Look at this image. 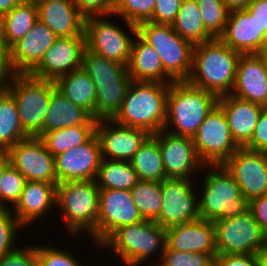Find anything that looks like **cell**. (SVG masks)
<instances>
[{
    "mask_svg": "<svg viewBox=\"0 0 267 266\" xmlns=\"http://www.w3.org/2000/svg\"><path fill=\"white\" fill-rule=\"evenodd\" d=\"M241 54L214 38L193 47L187 82L218 97L232 92Z\"/></svg>",
    "mask_w": 267,
    "mask_h": 266,
    "instance_id": "1",
    "label": "cell"
},
{
    "mask_svg": "<svg viewBox=\"0 0 267 266\" xmlns=\"http://www.w3.org/2000/svg\"><path fill=\"white\" fill-rule=\"evenodd\" d=\"M168 90L167 83L132 80L121 107L111 119L154 135L164 129Z\"/></svg>",
    "mask_w": 267,
    "mask_h": 266,
    "instance_id": "2",
    "label": "cell"
},
{
    "mask_svg": "<svg viewBox=\"0 0 267 266\" xmlns=\"http://www.w3.org/2000/svg\"><path fill=\"white\" fill-rule=\"evenodd\" d=\"M219 97L187 81L169 84L164 131L193 138L206 116L218 104Z\"/></svg>",
    "mask_w": 267,
    "mask_h": 266,
    "instance_id": "3",
    "label": "cell"
},
{
    "mask_svg": "<svg viewBox=\"0 0 267 266\" xmlns=\"http://www.w3.org/2000/svg\"><path fill=\"white\" fill-rule=\"evenodd\" d=\"M100 189L95 180L69 181L56 186V210L63 216L67 233L77 238L86 233L97 245ZM84 231V232H83Z\"/></svg>",
    "mask_w": 267,
    "mask_h": 266,
    "instance_id": "4",
    "label": "cell"
},
{
    "mask_svg": "<svg viewBox=\"0 0 267 266\" xmlns=\"http://www.w3.org/2000/svg\"><path fill=\"white\" fill-rule=\"evenodd\" d=\"M166 247V232L155 221L143 220L118 228L101 246L103 250L112 249V257L120 259L123 266H141L147 264L152 255L157 254L156 266ZM110 249V250H109ZM159 249V250H158ZM114 254V255H113ZM146 261V262H145Z\"/></svg>",
    "mask_w": 267,
    "mask_h": 266,
    "instance_id": "5",
    "label": "cell"
},
{
    "mask_svg": "<svg viewBox=\"0 0 267 266\" xmlns=\"http://www.w3.org/2000/svg\"><path fill=\"white\" fill-rule=\"evenodd\" d=\"M202 170L203 189L198 190L200 219L217 221L249 210V201L222 165H205Z\"/></svg>",
    "mask_w": 267,
    "mask_h": 266,
    "instance_id": "6",
    "label": "cell"
},
{
    "mask_svg": "<svg viewBox=\"0 0 267 266\" xmlns=\"http://www.w3.org/2000/svg\"><path fill=\"white\" fill-rule=\"evenodd\" d=\"M5 89L15 99L24 132L28 136L41 137L52 92L56 89L55 82L29 74H14Z\"/></svg>",
    "mask_w": 267,
    "mask_h": 266,
    "instance_id": "7",
    "label": "cell"
},
{
    "mask_svg": "<svg viewBox=\"0 0 267 266\" xmlns=\"http://www.w3.org/2000/svg\"><path fill=\"white\" fill-rule=\"evenodd\" d=\"M136 26L137 34L160 55L164 71L174 81H187L194 46L177 34L172 25L144 21Z\"/></svg>",
    "mask_w": 267,
    "mask_h": 266,
    "instance_id": "8",
    "label": "cell"
},
{
    "mask_svg": "<svg viewBox=\"0 0 267 266\" xmlns=\"http://www.w3.org/2000/svg\"><path fill=\"white\" fill-rule=\"evenodd\" d=\"M109 15L88 17L85 19V46L91 52L127 66L130 61L132 41L137 34V26L122 20L127 30H123ZM130 29V32H129ZM132 34V36H131Z\"/></svg>",
    "mask_w": 267,
    "mask_h": 266,
    "instance_id": "9",
    "label": "cell"
},
{
    "mask_svg": "<svg viewBox=\"0 0 267 266\" xmlns=\"http://www.w3.org/2000/svg\"><path fill=\"white\" fill-rule=\"evenodd\" d=\"M217 254H255L267 244V235L250 210L238 216L213 221Z\"/></svg>",
    "mask_w": 267,
    "mask_h": 266,
    "instance_id": "10",
    "label": "cell"
},
{
    "mask_svg": "<svg viewBox=\"0 0 267 266\" xmlns=\"http://www.w3.org/2000/svg\"><path fill=\"white\" fill-rule=\"evenodd\" d=\"M192 140L205 165H222L240 148L233 140L225 113L218 104L206 116Z\"/></svg>",
    "mask_w": 267,
    "mask_h": 266,
    "instance_id": "11",
    "label": "cell"
},
{
    "mask_svg": "<svg viewBox=\"0 0 267 266\" xmlns=\"http://www.w3.org/2000/svg\"><path fill=\"white\" fill-rule=\"evenodd\" d=\"M193 181L196 182L167 178L160 182L163 203L159 216L154 220L160 227L166 229L200 219L199 195L196 191L199 187Z\"/></svg>",
    "mask_w": 267,
    "mask_h": 266,
    "instance_id": "12",
    "label": "cell"
},
{
    "mask_svg": "<svg viewBox=\"0 0 267 266\" xmlns=\"http://www.w3.org/2000/svg\"><path fill=\"white\" fill-rule=\"evenodd\" d=\"M10 165L27 181L57 184L55 157L40 137L29 136L5 152Z\"/></svg>",
    "mask_w": 267,
    "mask_h": 266,
    "instance_id": "13",
    "label": "cell"
},
{
    "mask_svg": "<svg viewBox=\"0 0 267 266\" xmlns=\"http://www.w3.org/2000/svg\"><path fill=\"white\" fill-rule=\"evenodd\" d=\"M143 220L130 190H100L97 245L101 246L118 228Z\"/></svg>",
    "mask_w": 267,
    "mask_h": 266,
    "instance_id": "14",
    "label": "cell"
},
{
    "mask_svg": "<svg viewBox=\"0 0 267 266\" xmlns=\"http://www.w3.org/2000/svg\"><path fill=\"white\" fill-rule=\"evenodd\" d=\"M222 166L240 186L249 202L267 194V155L239 148Z\"/></svg>",
    "mask_w": 267,
    "mask_h": 266,
    "instance_id": "15",
    "label": "cell"
},
{
    "mask_svg": "<svg viewBox=\"0 0 267 266\" xmlns=\"http://www.w3.org/2000/svg\"><path fill=\"white\" fill-rule=\"evenodd\" d=\"M153 136L159 142L166 178L193 180L197 170L203 171L205 164L198 157L192 138L164 130Z\"/></svg>",
    "mask_w": 267,
    "mask_h": 266,
    "instance_id": "16",
    "label": "cell"
},
{
    "mask_svg": "<svg viewBox=\"0 0 267 266\" xmlns=\"http://www.w3.org/2000/svg\"><path fill=\"white\" fill-rule=\"evenodd\" d=\"M85 48V36L59 37L29 75L55 82L59 77L82 67Z\"/></svg>",
    "mask_w": 267,
    "mask_h": 266,
    "instance_id": "17",
    "label": "cell"
},
{
    "mask_svg": "<svg viewBox=\"0 0 267 266\" xmlns=\"http://www.w3.org/2000/svg\"><path fill=\"white\" fill-rule=\"evenodd\" d=\"M101 160L100 141L95 133L87 142L55 156L57 184L95 180Z\"/></svg>",
    "mask_w": 267,
    "mask_h": 266,
    "instance_id": "18",
    "label": "cell"
},
{
    "mask_svg": "<svg viewBox=\"0 0 267 266\" xmlns=\"http://www.w3.org/2000/svg\"><path fill=\"white\" fill-rule=\"evenodd\" d=\"M96 135L100 141L102 159L129 162L151 134L117 124L112 119H98Z\"/></svg>",
    "mask_w": 267,
    "mask_h": 266,
    "instance_id": "19",
    "label": "cell"
},
{
    "mask_svg": "<svg viewBox=\"0 0 267 266\" xmlns=\"http://www.w3.org/2000/svg\"><path fill=\"white\" fill-rule=\"evenodd\" d=\"M230 95L267 107V60L259 54H241Z\"/></svg>",
    "mask_w": 267,
    "mask_h": 266,
    "instance_id": "20",
    "label": "cell"
},
{
    "mask_svg": "<svg viewBox=\"0 0 267 266\" xmlns=\"http://www.w3.org/2000/svg\"><path fill=\"white\" fill-rule=\"evenodd\" d=\"M165 232L166 247L170 250L207 253L213 259L217 255L213 221L193 220L166 228Z\"/></svg>",
    "mask_w": 267,
    "mask_h": 266,
    "instance_id": "21",
    "label": "cell"
},
{
    "mask_svg": "<svg viewBox=\"0 0 267 266\" xmlns=\"http://www.w3.org/2000/svg\"><path fill=\"white\" fill-rule=\"evenodd\" d=\"M58 37L39 19L10 49V64L14 74H29Z\"/></svg>",
    "mask_w": 267,
    "mask_h": 266,
    "instance_id": "22",
    "label": "cell"
},
{
    "mask_svg": "<svg viewBox=\"0 0 267 266\" xmlns=\"http://www.w3.org/2000/svg\"><path fill=\"white\" fill-rule=\"evenodd\" d=\"M56 186L48 182L26 181L20 199L11 209L25 228L42 220L46 213L56 211Z\"/></svg>",
    "mask_w": 267,
    "mask_h": 266,
    "instance_id": "23",
    "label": "cell"
},
{
    "mask_svg": "<svg viewBox=\"0 0 267 266\" xmlns=\"http://www.w3.org/2000/svg\"><path fill=\"white\" fill-rule=\"evenodd\" d=\"M218 105L225 113L233 140L240 148H244L250 142L258 118L265 107L230 94L220 96Z\"/></svg>",
    "mask_w": 267,
    "mask_h": 266,
    "instance_id": "24",
    "label": "cell"
},
{
    "mask_svg": "<svg viewBox=\"0 0 267 266\" xmlns=\"http://www.w3.org/2000/svg\"><path fill=\"white\" fill-rule=\"evenodd\" d=\"M38 19L59 37L85 36V17L72 0H49L37 5Z\"/></svg>",
    "mask_w": 267,
    "mask_h": 266,
    "instance_id": "25",
    "label": "cell"
},
{
    "mask_svg": "<svg viewBox=\"0 0 267 266\" xmlns=\"http://www.w3.org/2000/svg\"><path fill=\"white\" fill-rule=\"evenodd\" d=\"M264 32L247 9L231 11L224 33L219 37L240 54H257Z\"/></svg>",
    "mask_w": 267,
    "mask_h": 266,
    "instance_id": "26",
    "label": "cell"
},
{
    "mask_svg": "<svg viewBox=\"0 0 267 266\" xmlns=\"http://www.w3.org/2000/svg\"><path fill=\"white\" fill-rule=\"evenodd\" d=\"M127 71L134 81L162 82L167 84L174 82L164 71L160 55L138 34L135 35L132 41Z\"/></svg>",
    "mask_w": 267,
    "mask_h": 266,
    "instance_id": "27",
    "label": "cell"
},
{
    "mask_svg": "<svg viewBox=\"0 0 267 266\" xmlns=\"http://www.w3.org/2000/svg\"><path fill=\"white\" fill-rule=\"evenodd\" d=\"M55 84L62 95L95 118V84L82 67L59 77Z\"/></svg>",
    "mask_w": 267,
    "mask_h": 266,
    "instance_id": "28",
    "label": "cell"
},
{
    "mask_svg": "<svg viewBox=\"0 0 267 266\" xmlns=\"http://www.w3.org/2000/svg\"><path fill=\"white\" fill-rule=\"evenodd\" d=\"M92 116L62 95L57 88L52 92L49 111L44 120V133L70 126L84 125Z\"/></svg>",
    "mask_w": 267,
    "mask_h": 266,
    "instance_id": "29",
    "label": "cell"
},
{
    "mask_svg": "<svg viewBox=\"0 0 267 266\" xmlns=\"http://www.w3.org/2000/svg\"><path fill=\"white\" fill-rule=\"evenodd\" d=\"M82 68L91 77L95 87L108 84H130L127 66L84 49Z\"/></svg>",
    "mask_w": 267,
    "mask_h": 266,
    "instance_id": "30",
    "label": "cell"
},
{
    "mask_svg": "<svg viewBox=\"0 0 267 266\" xmlns=\"http://www.w3.org/2000/svg\"><path fill=\"white\" fill-rule=\"evenodd\" d=\"M98 119L91 117L84 125L70 126L45 132L40 138L55 157L87 142L96 133Z\"/></svg>",
    "mask_w": 267,
    "mask_h": 266,
    "instance_id": "31",
    "label": "cell"
},
{
    "mask_svg": "<svg viewBox=\"0 0 267 266\" xmlns=\"http://www.w3.org/2000/svg\"><path fill=\"white\" fill-rule=\"evenodd\" d=\"M173 30L193 46L214 39L206 30L196 0H182Z\"/></svg>",
    "mask_w": 267,
    "mask_h": 266,
    "instance_id": "32",
    "label": "cell"
},
{
    "mask_svg": "<svg viewBox=\"0 0 267 266\" xmlns=\"http://www.w3.org/2000/svg\"><path fill=\"white\" fill-rule=\"evenodd\" d=\"M3 41L10 49L38 20V8L28 0H22L12 10L2 15Z\"/></svg>",
    "mask_w": 267,
    "mask_h": 266,
    "instance_id": "33",
    "label": "cell"
},
{
    "mask_svg": "<svg viewBox=\"0 0 267 266\" xmlns=\"http://www.w3.org/2000/svg\"><path fill=\"white\" fill-rule=\"evenodd\" d=\"M139 180L161 182L167 179L158 140L150 135L129 161Z\"/></svg>",
    "mask_w": 267,
    "mask_h": 266,
    "instance_id": "34",
    "label": "cell"
},
{
    "mask_svg": "<svg viewBox=\"0 0 267 266\" xmlns=\"http://www.w3.org/2000/svg\"><path fill=\"white\" fill-rule=\"evenodd\" d=\"M28 137L20 123L15 99L4 89L0 94V152H6Z\"/></svg>",
    "mask_w": 267,
    "mask_h": 266,
    "instance_id": "35",
    "label": "cell"
},
{
    "mask_svg": "<svg viewBox=\"0 0 267 266\" xmlns=\"http://www.w3.org/2000/svg\"><path fill=\"white\" fill-rule=\"evenodd\" d=\"M95 181L100 190H131L139 179L130 162L102 159Z\"/></svg>",
    "mask_w": 267,
    "mask_h": 266,
    "instance_id": "36",
    "label": "cell"
},
{
    "mask_svg": "<svg viewBox=\"0 0 267 266\" xmlns=\"http://www.w3.org/2000/svg\"><path fill=\"white\" fill-rule=\"evenodd\" d=\"M130 191L143 219L154 221L159 216L163 203L160 182L139 180Z\"/></svg>",
    "mask_w": 267,
    "mask_h": 266,
    "instance_id": "37",
    "label": "cell"
},
{
    "mask_svg": "<svg viewBox=\"0 0 267 266\" xmlns=\"http://www.w3.org/2000/svg\"><path fill=\"white\" fill-rule=\"evenodd\" d=\"M129 85L108 84L95 87V118L111 119L121 107Z\"/></svg>",
    "mask_w": 267,
    "mask_h": 266,
    "instance_id": "38",
    "label": "cell"
},
{
    "mask_svg": "<svg viewBox=\"0 0 267 266\" xmlns=\"http://www.w3.org/2000/svg\"><path fill=\"white\" fill-rule=\"evenodd\" d=\"M206 30L214 37L219 38L225 30L229 17V9L223 0H196Z\"/></svg>",
    "mask_w": 267,
    "mask_h": 266,
    "instance_id": "39",
    "label": "cell"
},
{
    "mask_svg": "<svg viewBox=\"0 0 267 266\" xmlns=\"http://www.w3.org/2000/svg\"><path fill=\"white\" fill-rule=\"evenodd\" d=\"M156 0H116L112 19L120 17L122 20L135 25L148 21L152 17Z\"/></svg>",
    "mask_w": 267,
    "mask_h": 266,
    "instance_id": "40",
    "label": "cell"
},
{
    "mask_svg": "<svg viewBox=\"0 0 267 266\" xmlns=\"http://www.w3.org/2000/svg\"><path fill=\"white\" fill-rule=\"evenodd\" d=\"M26 181V178L11 165L4 171L0 179V208L12 209L16 205Z\"/></svg>",
    "mask_w": 267,
    "mask_h": 266,
    "instance_id": "41",
    "label": "cell"
},
{
    "mask_svg": "<svg viewBox=\"0 0 267 266\" xmlns=\"http://www.w3.org/2000/svg\"><path fill=\"white\" fill-rule=\"evenodd\" d=\"M24 228L11 209L0 208V257L18 248L15 241L19 230Z\"/></svg>",
    "mask_w": 267,
    "mask_h": 266,
    "instance_id": "42",
    "label": "cell"
},
{
    "mask_svg": "<svg viewBox=\"0 0 267 266\" xmlns=\"http://www.w3.org/2000/svg\"><path fill=\"white\" fill-rule=\"evenodd\" d=\"M156 266H214V259L207 253L179 252L165 247Z\"/></svg>",
    "mask_w": 267,
    "mask_h": 266,
    "instance_id": "43",
    "label": "cell"
},
{
    "mask_svg": "<svg viewBox=\"0 0 267 266\" xmlns=\"http://www.w3.org/2000/svg\"><path fill=\"white\" fill-rule=\"evenodd\" d=\"M37 244L38 266H82L73 253L65 249L55 248L51 244Z\"/></svg>",
    "mask_w": 267,
    "mask_h": 266,
    "instance_id": "44",
    "label": "cell"
},
{
    "mask_svg": "<svg viewBox=\"0 0 267 266\" xmlns=\"http://www.w3.org/2000/svg\"><path fill=\"white\" fill-rule=\"evenodd\" d=\"M19 246L13 252L0 257V266H38L37 245Z\"/></svg>",
    "mask_w": 267,
    "mask_h": 266,
    "instance_id": "45",
    "label": "cell"
},
{
    "mask_svg": "<svg viewBox=\"0 0 267 266\" xmlns=\"http://www.w3.org/2000/svg\"><path fill=\"white\" fill-rule=\"evenodd\" d=\"M79 12L85 17L110 16L114 12L116 0H72Z\"/></svg>",
    "mask_w": 267,
    "mask_h": 266,
    "instance_id": "46",
    "label": "cell"
},
{
    "mask_svg": "<svg viewBox=\"0 0 267 266\" xmlns=\"http://www.w3.org/2000/svg\"><path fill=\"white\" fill-rule=\"evenodd\" d=\"M181 2L182 0H156L152 17L148 21L156 24L172 25Z\"/></svg>",
    "mask_w": 267,
    "mask_h": 266,
    "instance_id": "47",
    "label": "cell"
},
{
    "mask_svg": "<svg viewBox=\"0 0 267 266\" xmlns=\"http://www.w3.org/2000/svg\"><path fill=\"white\" fill-rule=\"evenodd\" d=\"M244 148L267 155V107L261 112L251 140Z\"/></svg>",
    "mask_w": 267,
    "mask_h": 266,
    "instance_id": "48",
    "label": "cell"
},
{
    "mask_svg": "<svg viewBox=\"0 0 267 266\" xmlns=\"http://www.w3.org/2000/svg\"><path fill=\"white\" fill-rule=\"evenodd\" d=\"M214 266H259L255 254H217Z\"/></svg>",
    "mask_w": 267,
    "mask_h": 266,
    "instance_id": "49",
    "label": "cell"
},
{
    "mask_svg": "<svg viewBox=\"0 0 267 266\" xmlns=\"http://www.w3.org/2000/svg\"><path fill=\"white\" fill-rule=\"evenodd\" d=\"M249 210L255 221L267 235V194L259 196L249 202Z\"/></svg>",
    "mask_w": 267,
    "mask_h": 266,
    "instance_id": "50",
    "label": "cell"
},
{
    "mask_svg": "<svg viewBox=\"0 0 267 266\" xmlns=\"http://www.w3.org/2000/svg\"><path fill=\"white\" fill-rule=\"evenodd\" d=\"M13 75L9 48L5 45L4 41H0V81L6 86Z\"/></svg>",
    "mask_w": 267,
    "mask_h": 266,
    "instance_id": "51",
    "label": "cell"
},
{
    "mask_svg": "<svg viewBox=\"0 0 267 266\" xmlns=\"http://www.w3.org/2000/svg\"><path fill=\"white\" fill-rule=\"evenodd\" d=\"M246 9L264 32L267 29V0H253Z\"/></svg>",
    "mask_w": 267,
    "mask_h": 266,
    "instance_id": "52",
    "label": "cell"
},
{
    "mask_svg": "<svg viewBox=\"0 0 267 266\" xmlns=\"http://www.w3.org/2000/svg\"><path fill=\"white\" fill-rule=\"evenodd\" d=\"M229 11L244 10L253 0H223Z\"/></svg>",
    "mask_w": 267,
    "mask_h": 266,
    "instance_id": "53",
    "label": "cell"
},
{
    "mask_svg": "<svg viewBox=\"0 0 267 266\" xmlns=\"http://www.w3.org/2000/svg\"><path fill=\"white\" fill-rule=\"evenodd\" d=\"M22 0H0V14L3 15L15 6H17Z\"/></svg>",
    "mask_w": 267,
    "mask_h": 266,
    "instance_id": "54",
    "label": "cell"
},
{
    "mask_svg": "<svg viewBox=\"0 0 267 266\" xmlns=\"http://www.w3.org/2000/svg\"><path fill=\"white\" fill-rule=\"evenodd\" d=\"M256 256L259 266H267V244L258 250Z\"/></svg>",
    "mask_w": 267,
    "mask_h": 266,
    "instance_id": "55",
    "label": "cell"
},
{
    "mask_svg": "<svg viewBox=\"0 0 267 266\" xmlns=\"http://www.w3.org/2000/svg\"><path fill=\"white\" fill-rule=\"evenodd\" d=\"M10 166L8 156L5 152H0V179L4 171Z\"/></svg>",
    "mask_w": 267,
    "mask_h": 266,
    "instance_id": "56",
    "label": "cell"
},
{
    "mask_svg": "<svg viewBox=\"0 0 267 266\" xmlns=\"http://www.w3.org/2000/svg\"><path fill=\"white\" fill-rule=\"evenodd\" d=\"M259 55L265 56L267 54V29L264 31L262 41H261V46L260 50L257 52Z\"/></svg>",
    "mask_w": 267,
    "mask_h": 266,
    "instance_id": "57",
    "label": "cell"
},
{
    "mask_svg": "<svg viewBox=\"0 0 267 266\" xmlns=\"http://www.w3.org/2000/svg\"><path fill=\"white\" fill-rule=\"evenodd\" d=\"M0 41H3V18L0 14Z\"/></svg>",
    "mask_w": 267,
    "mask_h": 266,
    "instance_id": "58",
    "label": "cell"
},
{
    "mask_svg": "<svg viewBox=\"0 0 267 266\" xmlns=\"http://www.w3.org/2000/svg\"><path fill=\"white\" fill-rule=\"evenodd\" d=\"M28 1L32 2L34 5L37 6V5L41 4V3L49 1V0H28Z\"/></svg>",
    "mask_w": 267,
    "mask_h": 266,
    "instance_id": "59",
    "label": "cell"
},
{
    "mask_svg": "<svg viewBox=\"0 0 267 266\" xmlns=\"http://www.w3.org/2000/svg\"><path fill=\"white\" fill-rule=\"evenodd\" d=\"M5 89V85L0 81V94L3 92Z\"/></svg>",
    "mask_w": 267,
    "mask_h": 266,
    "instance_id": "60",
    "label": "cell"
}]
</instances>
